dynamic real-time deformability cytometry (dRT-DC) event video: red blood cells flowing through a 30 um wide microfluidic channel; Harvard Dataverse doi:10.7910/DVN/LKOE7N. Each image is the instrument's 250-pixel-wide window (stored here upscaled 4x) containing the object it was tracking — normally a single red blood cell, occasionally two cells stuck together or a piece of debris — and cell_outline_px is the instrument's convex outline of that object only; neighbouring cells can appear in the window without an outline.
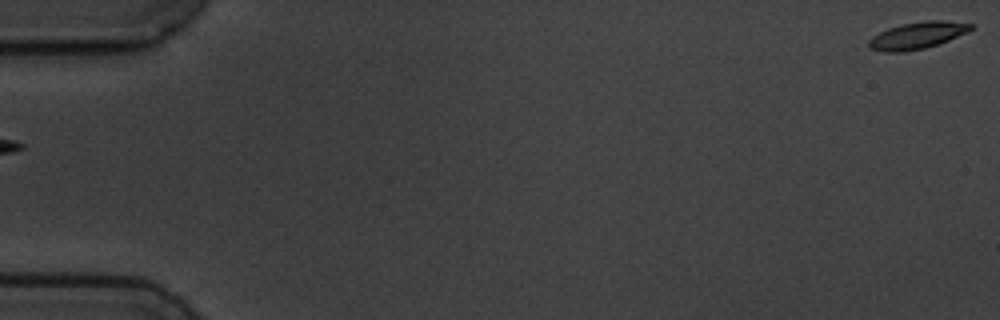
{"species": "common noctule bat (a hibernating species)", "species_latin": "Nyctalus noctula", "temperature_condition": "cold", "stored_images_in_passage": 6, "segment_of_instrument_passage": [2, 2], "camera_frame_rate_fps": 3000, "um_per_image_px": 0.085, "animal": {"sex": "male", "body_mass_g": 19.5, "forearm_length_mm": 54.6}, "frame": {"image": 1, "passage_image": 6, "time_ms": 6.0, "image_size_px": [1000, 320], "cell_outline_px": [[972, 28], [968, 32], [948, 40], [924, 48], [904, 52], [884, 52], [868, 48], [868, 40], [872, 36], [888, 28], [904, 24], [928, 20], [944, 20], [972, 24]], "centroid_in_image_um": [77.93, 3.02], "position_along_channel_um": 7.1, "area_um2": 15.84}}